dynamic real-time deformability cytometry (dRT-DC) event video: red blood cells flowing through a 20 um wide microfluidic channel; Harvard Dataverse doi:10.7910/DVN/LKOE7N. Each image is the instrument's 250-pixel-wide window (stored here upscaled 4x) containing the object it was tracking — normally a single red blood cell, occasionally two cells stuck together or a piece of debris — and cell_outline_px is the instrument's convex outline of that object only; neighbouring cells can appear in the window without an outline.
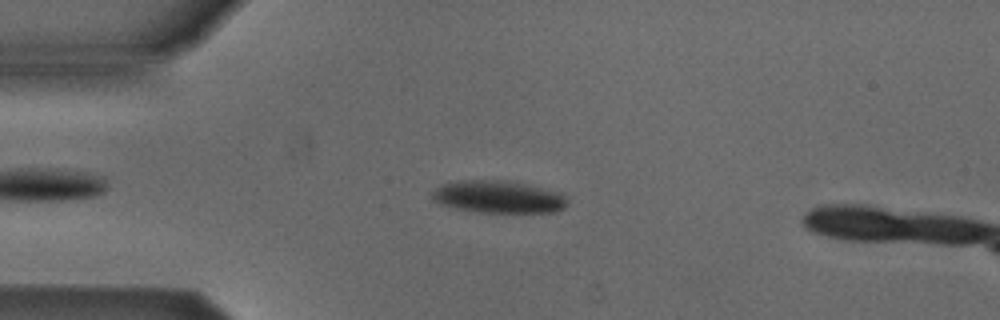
{"species": "Egyptian fruit bat (a non-hibernating species)", "species_latin": "Rousettus aegyptiacus", "temperature_condition": "cold", "stored_images_in_passage": 45, "camera_frame_rate_fps": 3000, "um_per_image_px": 0.085, "animal": {"sex": "male"}, "frame": {"image": 1, "passage_image": 9, "time_ms": 2.667, "image_size_px": [1000, 320], "cell_outline_px": [[568, 204], [564, 208], [556, 212], [480, 212], [456, 208], [440, 204], [432, 200], [432, 192], [440, 184], [460, 180], [504, 180], [524, 184], [556, 192], [564, 196], [568, 200]], "centroid_in_image_um": [42.32, 16.73], "position_along_channel_um": 42.7, "area_um2": 25.32}}
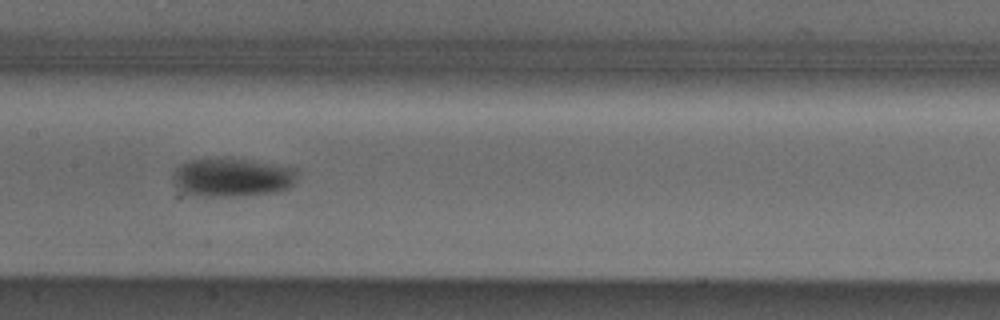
{"frame": {"image": 2, "passage_image": 22, "time_ms": 7.0, "image_size_px": [1000, 320], "cell_outline_px": [[296, 184], [280, 192], [244, 196], [196, 196], [184, 192], [172, 184], [172, 176], [176, 168], [188, 160], [240, 160], [296, 168]], "centroid_in_image_um": [19.73, 15.13], "position_along_channel_um": 187.7, "area_um2": 27.63}}
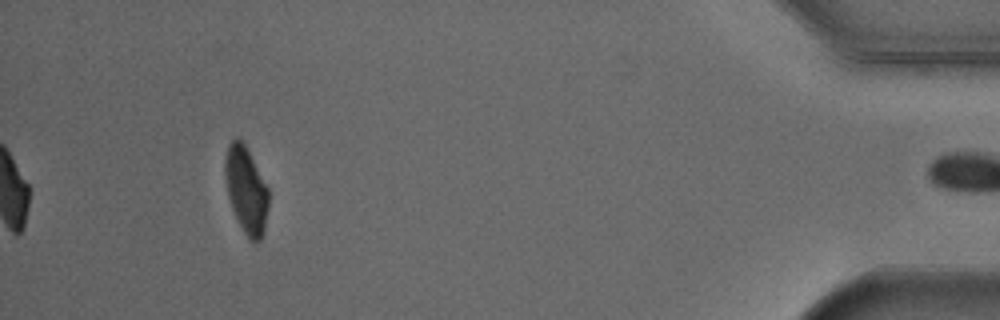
{"frame": {"image": 3, "passage_image": 45, "time_ms": 14.667, "image_size_px": [1000, 320], "cell_outline_px": [[268, 208], [264, 232], [260, 240], [256, 244], [248, 240], [232, 208], [228, 196], [224, 172], [224, 156], [228, 144], [236, 136], [244, 140], [268, 188]], "centroid_in_image_um": [20.91, 16.1], "position_along_channel_um": 414.3, "area_um2": 22.37}, "authors_computed_cell_mechanics": {"area_um2": 25.3164, "velocity_mm_per_s": 3.8606, "shape_relaxation_time_tau1_ms": 3.8482, "shape_relaxation_time_tau2_ms": null, "deformation_change_tau1": 0.1199, "deformation_change_tau2": null}}